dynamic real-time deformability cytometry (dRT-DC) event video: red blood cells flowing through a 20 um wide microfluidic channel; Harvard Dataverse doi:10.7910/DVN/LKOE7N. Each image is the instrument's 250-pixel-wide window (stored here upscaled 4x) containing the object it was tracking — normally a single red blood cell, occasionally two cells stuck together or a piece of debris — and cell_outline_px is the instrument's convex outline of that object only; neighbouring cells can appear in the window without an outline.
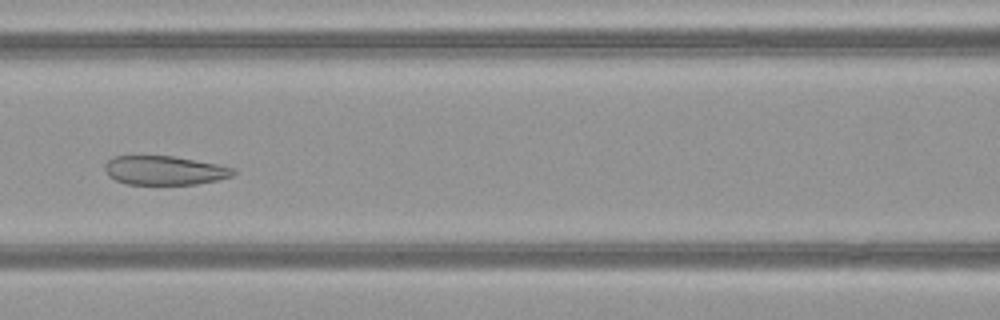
{"species": "common noctule bat (a hibernating species)", "species_latin": "Nyctalus noctula", "temperature_condition": "warm", "stored_images_in_passage": 40, "camera_frame_rate_fps": 3000, "um_per_image_px": 0.085, "animal": {"sex": "female", "body_mass_g": 21.9}, "frame": {"image": 1, "passage_image": 13, "time_ms": 4.0, "image_size_px": [1000, 320], "cell_outline_px": [[236, 172], [232, 176], [216, 180], [196, 184], [128, 184], [116, 180], [108, 176], [104, 168], [104, 164], [112, 156], [172, 156], [216, 164], [236, 168]], "centroid_in_image_um": [13.96, 14.48], "position_along_channel_um": 152.6, "area_um2": 21.62}}
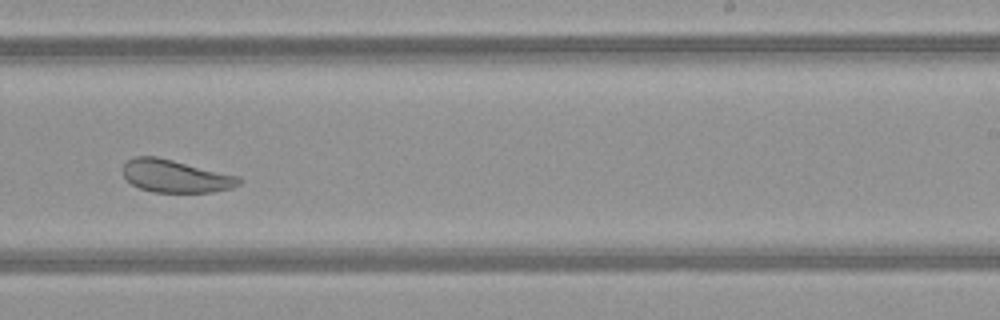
{"frame": {"image": 2, "passage_image": 22, "time_ms": 7.0, "image_size_px": [1000, 320], "cell_outline_px": [[244, 180], [240, 184], [232, 188], [212, 192], [152, 192], [140, 188], [132, 184], [124, 176], [124, 164], [128, 160], [136, 156], [156, 156], [240, 176]], "centroid_in_image_um": [14.97, 14.97], "position_along_channel_um": 274.0, "area_um2": 22.08}}
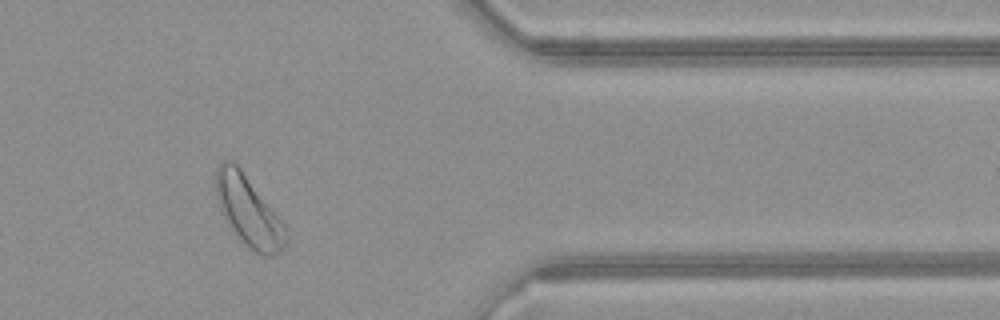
{"frame": {"image": 3, "passage_image": 32, "time_ms": 10.333, "image_size_px": [1000, 320], "cell_outline_px": [[288, 236], [280, 252], [272, 256], [264, 256], [248, 248], [228, 224], [216, 200], [216, 168], [224, 160], [232, 160], [240, 168], [284, 224]], "centroid_in_image_um": [21.11, 17.95], "position_along_channel_um": 390.3, "area_um2": 28.03}, "authors_computed_cell_mechanics": {"area_um2": 25.8655, "velocity_mm_per_s": 4.0636, "shape_relaxation_time_tau1_ms": 7.9941, "shape_relaxation_time_tau2_ms": 2.4447, "deformation_change_tau1": 0.1147, "deformation_change_tau2": 0.0849}}